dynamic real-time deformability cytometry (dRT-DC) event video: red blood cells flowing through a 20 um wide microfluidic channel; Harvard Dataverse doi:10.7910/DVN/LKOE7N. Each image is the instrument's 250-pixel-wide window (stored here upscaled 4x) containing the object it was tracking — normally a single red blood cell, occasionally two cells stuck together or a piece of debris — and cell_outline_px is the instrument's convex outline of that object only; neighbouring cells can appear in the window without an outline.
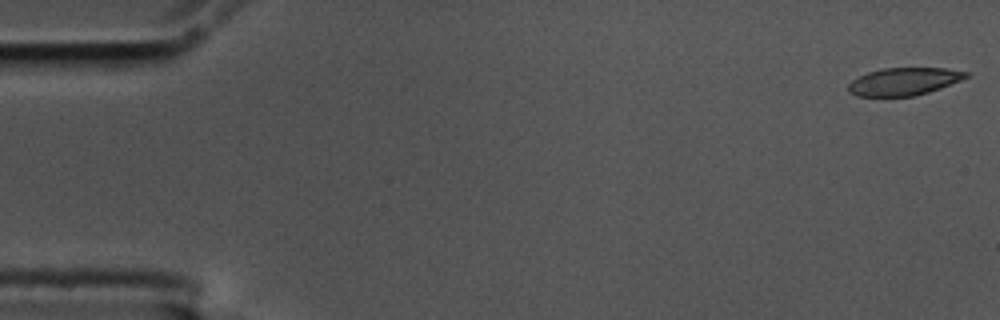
{"species": "common noctule bat (a hibernating species)", "species_latin": "Nyctalus noctula", "temperature_condition": "cold", "stored_images_in_passage": 56, "camera_frame_rate_fps": 3000, "um_per_image_px": 0.085, "animal": {"sex": "male", "body_mass_g": 17.5, "forearm_length_mm": 52.3}, "frame": {"image": 1, "passage_image": 1, "time_ms": 0.0, "image_size_px": [1000, 320], "cell_outline_px": [[968, 76], [960, 80], [940, 88], [928, 92], [912, 96], [856, 96], [848, 92], [848, 84], [852, 80], [868, 72], [884, 68], [948, 68], [968, 72]], "centroid_in_image_um": [76.81, 6.92], "position_along_channel_um": 8.2, "area_um2": 18.79}}
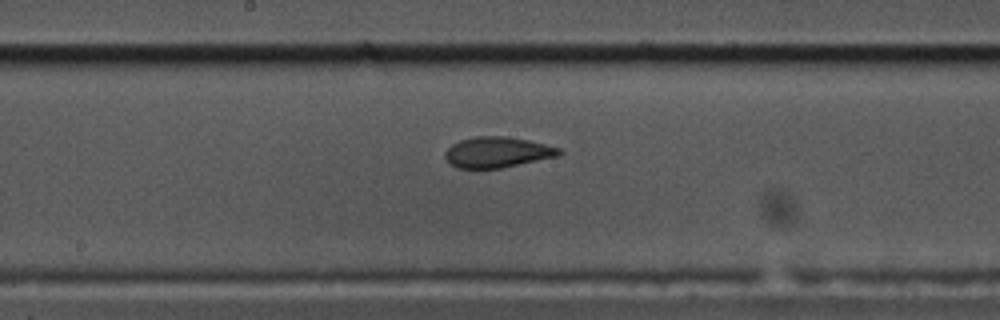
{"frame": {"image": 2, "passage_image": 29, "time_ms": 9.333, "image_size_px": [1000, 320], "cell_outline_px": [[564, 152], [560, 156], [500, 168], [456, 168], [444, 156], [444, 152], [452, 144], [460, 140], [476, 136], [508, 136], [528, 140], [560, 148]], "centroid_in_image_um": [42.3, 12.93], "position_along_channel_um": 205.9, "area_um2": 20.4}}
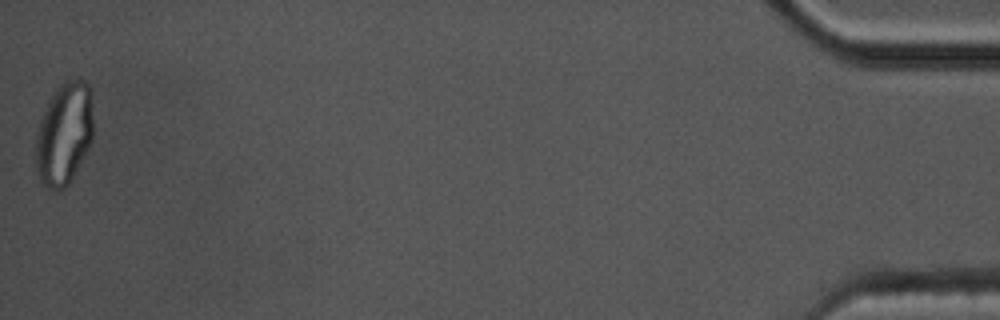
{"frame": {"image": 3, "passage_image": 56, "time_ms": 18.333, "image_size_px": [1000, 320], "cell_outline_px": [[92, 140], [88, 148], [68, 184], [64, 188], [48, 188], [40, 184], [36, 168], [36, 132], [40, 120], [48, 100], [56, 88], [64, 80], [84, 80], [88, 84], [92, 92]], "centroid_in_image_um": [5.44, 11.33], "position_along_channel_um": 429.8, "area_um2": 34.33}, "authors_computed_cell_mechanics": {"area_um2": 20.7502, "velocity_mm_per_s": 3.5629, "shape_relaxation_time_tau1_ms": null, "shape_relaxation_time_tau2_ms": 1.8616, "deformation_change_tau1": null, "deformation_change_tau2": 0.0445}}